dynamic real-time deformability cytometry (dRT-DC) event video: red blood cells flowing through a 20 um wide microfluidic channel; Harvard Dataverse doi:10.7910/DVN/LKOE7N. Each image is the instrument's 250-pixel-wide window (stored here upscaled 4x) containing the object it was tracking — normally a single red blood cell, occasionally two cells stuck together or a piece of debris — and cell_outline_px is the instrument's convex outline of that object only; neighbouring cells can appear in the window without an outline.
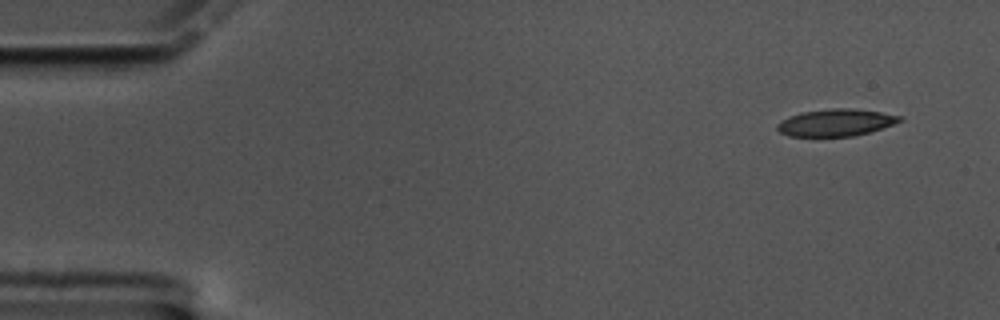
{"species": "common noctule bat (a hibernating species)", "species_latin": "Nyctalus noctula", "temperature_condition": "cold", "stored_images_in_passage": 56, "camera_frame_rate_fps": 3000, "um_per_image_px": 0.085, "animal": {"sex": "male", "body_mass_g": 17.5, "forearm_length_mm": 52.3}, "frame": {"image": 1, "passage_image": 1, "time_ms": 0.0, "image_size_px": [1000, 320], "cell_outline_px": [[904, 120], [868, 132], [852, 136], [788, 136], [780, 132], [776, 128], [776, 124], [780, 120], [788, 116], [800, 112], [832, 108], [852, 108], [880, 112], [904, 116]], "centroid_in_image_um": [71.01, 10.4], "position_along_channel_um": 14.0, "area_um2": 19.36}}
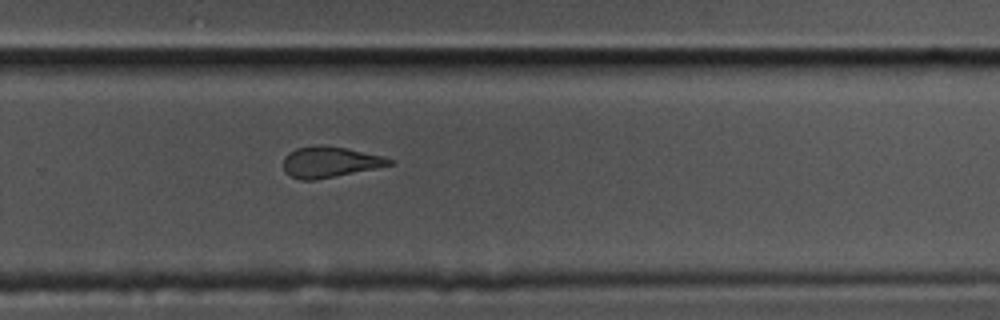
{"frame": {"image": 2, "passage_image": 36, "time_ms": 11.667, "image_size_px": [1000, 320], "cell_outline_px": [[396, 160], [392, 164], [316, 180], [300, 180], [284, 172], [284, 156], [288, 152], [296, 148], [348, 148], [384, 156]], "centroid_in_image_um": [28.05, 13.8], "position_along_channel_um": 301.8, "area_um2": 18.32}}
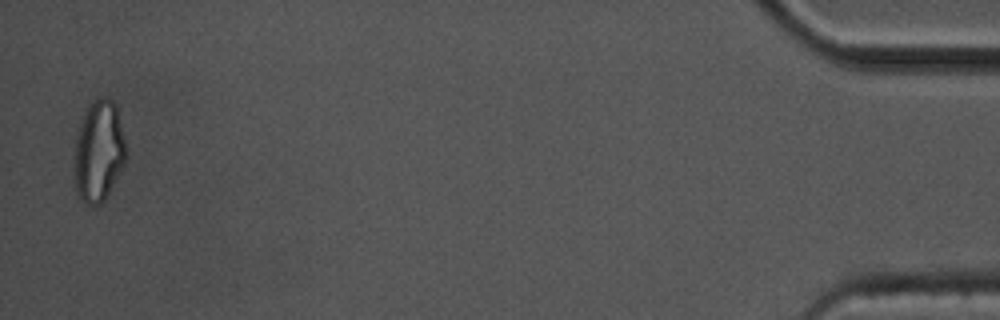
{"frame": {"image": 3, "passage_image": 55, "time_ms": 18.0, "image_size_px": [1000, 320], "cell_outline_px": [[128, 156], [120, 172], [104, 200], [100, 204], [84, 204], [76, 192], [72, 160], [76, 136], [80, 124], [88, 104], [100, 96], [108, 96], [116, 104]], "centroid_in_image_um": [8.37, 12.84], "position_along_channel_um": 426.8, "area_um2": 31.04}, "authors_computed_cell_mechanics": {"area_um2": 20.4323, "velocity_mm_per_s": 3.3909, "shape_relaxation_time_tau1_ms": 10.9877, "shape_relaxation_time_tau2_ms": 2.3917, "deformation_change_tau1": 0.2346, "deformation_change_tau2": 0.1163}}